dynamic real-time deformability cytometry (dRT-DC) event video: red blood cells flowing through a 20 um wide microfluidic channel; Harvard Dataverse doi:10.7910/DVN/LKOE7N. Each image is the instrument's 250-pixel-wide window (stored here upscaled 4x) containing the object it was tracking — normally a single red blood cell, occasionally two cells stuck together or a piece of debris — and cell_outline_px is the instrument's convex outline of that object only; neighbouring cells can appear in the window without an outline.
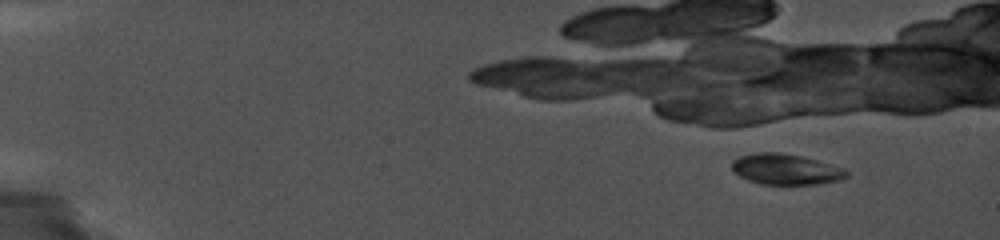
{"species": "common noctule bat (a hibernating species)", "species_latin": "Nyctalus noctula", "temperature_condition": "cold", "stored_images_in_passage": 8, "camera_frame_rate_fps": 5000, "um_per_image_px": 0.085, "animal": {"sex": "female", "body_mass_g": 19.0, "forearm_length_mm": 56.7}, "frame": {"image": 1, "passage_image": 5, "time_ms": 2.0, "image_size_px": [1000, 240], "cell_outline_px": [[848, 176], [840, 180], [820, 184], [760, 184], [748, 180], [740, 176], [732, 168], [732, 160], [740, 156], [756, 152], [780, 152], [804, 156], [840, 168], [848, 172]], "centroid_in_image_um": [66.76, 14.38], "position_along_channel_um": 18.2, "area_um2": 20.4}}